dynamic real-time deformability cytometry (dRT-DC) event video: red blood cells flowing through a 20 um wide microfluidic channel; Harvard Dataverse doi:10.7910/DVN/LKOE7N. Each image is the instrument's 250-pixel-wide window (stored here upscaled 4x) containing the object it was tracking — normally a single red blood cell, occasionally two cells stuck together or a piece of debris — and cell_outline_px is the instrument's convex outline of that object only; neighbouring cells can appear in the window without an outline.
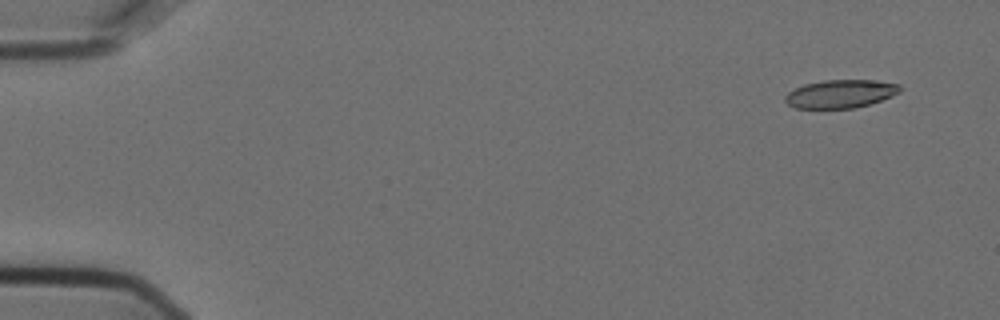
{"species": "Egyptian fruit bat (a non-hibernating species)", "species_latin": "Rousettus aegyptiacus", "temperature_condition": "cold", "stored_images_in_passage": 9, "camera_frame_rate_fps": 3000, "um_per_image_px": 0.085, "animal": {"sex": "female"}, "frame": {"image": 1, "passage_image": 1, "time_ms": 0.0, "image_size_px": [1000, 320], "cell_outline_px": [[900, 92], [892, 96], [868, 104], [852, 108], [796, 108], [788, 104], [784, 100], [784, 96], [788, 92], [804, 84], [824, 80], [876, 80], [900, 84]], "centroid_in_image_um": [71.43, 7.97], "position_along_channel_um": 13.6, "area_um2": 18.79}}
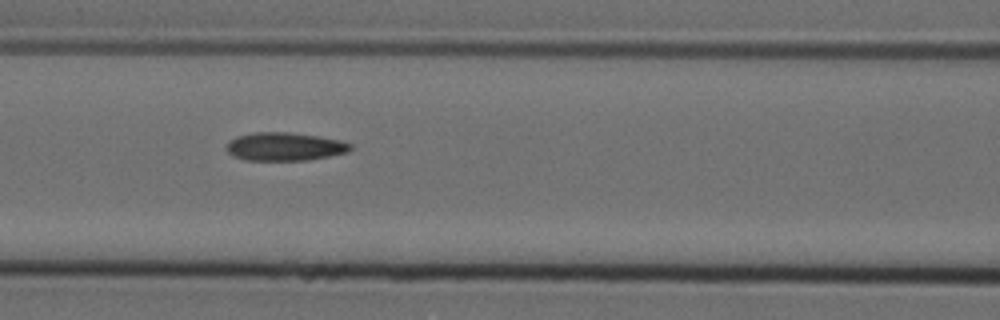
{"frame": {"image": 2, "passage_image": 6, "time_ms": 1.667, "image_size_px": [1000, 320], "cell_outline_px": [[352, 148], [348, 152], [308, 160], [244, 160], [232, 156], [224, 148], [228, 140], [236, 136], [256, 132], [288, 132], [316, 136], [340, 140], [352, 144]], "centroid_in_image_um": [24.14, 12.46], "position_along_channel_um": 142.5, "area_um2": 20.52}}
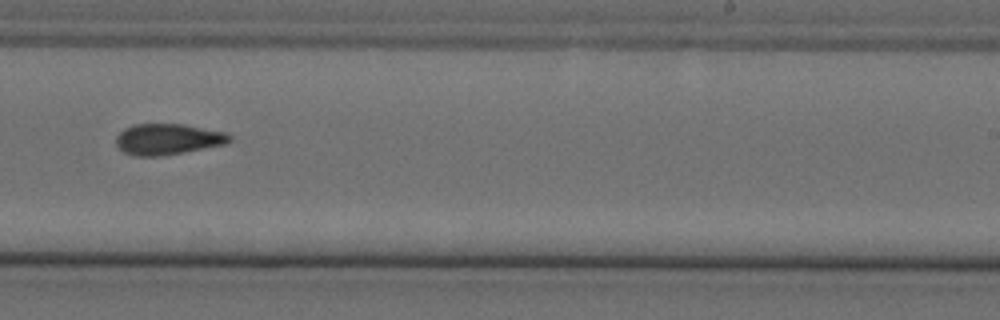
{"frame": {"image": 3, "passage_image": 9, "time_ms": 2.667, "image_size_px": [1000, 320], "cell_outline_px": [[232, 140], [228, 144], [184, 152], [160, 156], [132, 156], [124, 152], [116, 144], [116, 136], [124, 128], [136, 124], [184, 124], [228, 132], [232, 136]], "centroid_in_image_um": [14.31, 11.83], "position_along_channel_um": 274.7, "area_um2": 20.75}}